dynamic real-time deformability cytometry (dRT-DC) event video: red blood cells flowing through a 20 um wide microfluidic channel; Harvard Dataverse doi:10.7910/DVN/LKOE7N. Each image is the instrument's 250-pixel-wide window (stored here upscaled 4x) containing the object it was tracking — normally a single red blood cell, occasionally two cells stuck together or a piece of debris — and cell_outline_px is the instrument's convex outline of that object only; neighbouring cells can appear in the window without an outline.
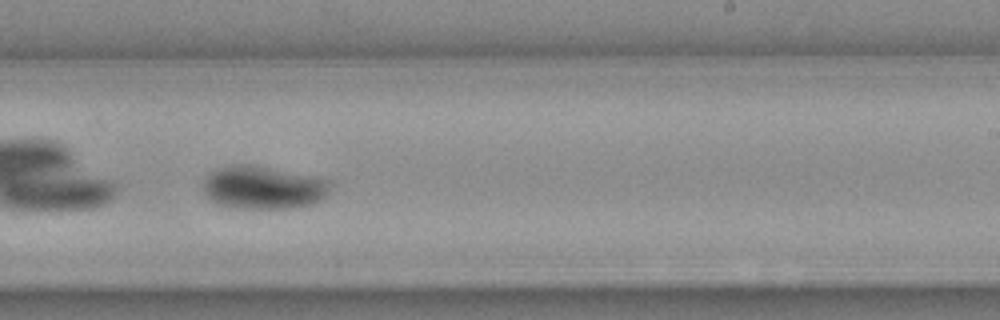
{"species": "Egyptian fruit bat (a non-hibernating species)", "species_latin": "Rousettus aegyptiacus", "temperature_condition": "warm", "stored_images_in_passage": 39, "camera_frame_rate_fps": 3000, "um_per_image_px": 0.085, "animal": {"sex": "female"}, "frame": {"image": 1, "passage_image": 17, "time_ms": 5.333, "image_size_px": [1000, 320], "cell_outline_px": [[332, 184], [328, 192], [320, 200], [308, 204], [284, 208], [244, 208], [220, 204], [212, 200], [208, 196], [204, 188], [204, 180], [212, 172], [236, 164], [244, 164], [328, 180]], "centroid_in_image_um": [22.37, 15.96], "position_along_channel_um": 266.6, "area_um2": 30.35}, "authors_computed_cell_mechanics": {"area_um2": 28.5532, "velocity_mm_per_s": 3.6661, "shape_relaxation_time_tau1_ms": 2.5579, "shape_relaxation_time_tau2_ms": null, "deformation_change_tau1": 0.1358, "deformation_change_tau2": null}}